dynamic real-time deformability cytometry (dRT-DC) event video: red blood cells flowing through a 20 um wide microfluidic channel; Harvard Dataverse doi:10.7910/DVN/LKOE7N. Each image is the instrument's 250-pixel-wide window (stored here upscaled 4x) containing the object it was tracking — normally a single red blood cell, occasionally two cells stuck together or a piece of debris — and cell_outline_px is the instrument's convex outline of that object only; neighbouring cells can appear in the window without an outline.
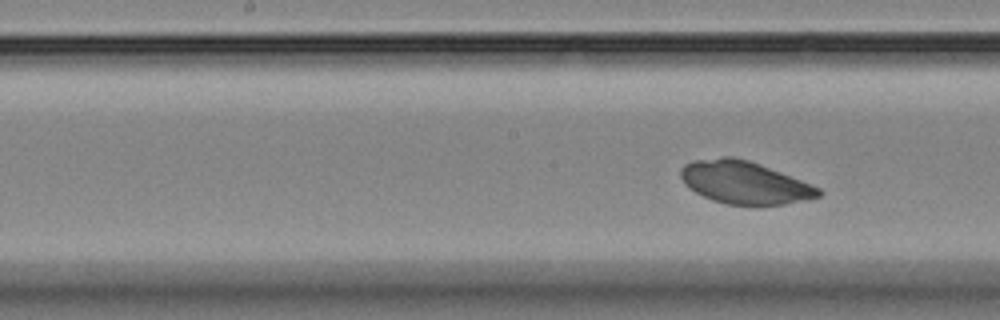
{"species": "Egyptian fruit bat (a non-hibernating species)", "species_latin": "Rousettus aegyptiacus", "temperature_condition": "room temperature", "stored_images_in_passage": 11, "camera_frame_rate_fps": 3000, "um_per_image_px": 0.085, "animal": {"sex": "female"}, "frame": {"image": 1, "passage_image": 10, "time_ms": 14.333, "image_size_px": [1000, 320], "cell_outline_px": [[824, 192], [820, 196], [784, 204], [760, 208], [756, 208], [728, 204], [712, 200], [688, 188], [684, 184], [680, 176], [680, 168], [684, 164], [692, 160], [724, 156], [732, 156], [748, 160], [760, 164], [820, 188]], "centroid_in_image_um": [63.25, 15.54], "position_along_channel_um": 184.9, "area_um2": 34.8}}
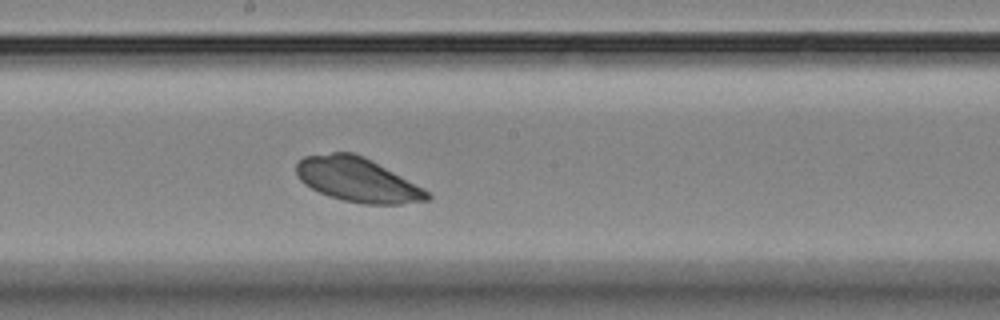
{"frame": {"image": 2, "passage_image": 11, "time_ms": 15.333, "image_size_px": [1000, 320], "cell_outline_px": [[432, 196], [428, 200], [400, 204], [364, 204], [344, 200], [328, 196], [304, 184], [296, 176], [296, 164], [304, 156], [332, 152], [352, 152], [364, 156], [372, 160], [424, 188]], "centroid_in_image_um": [30.37, 15.27], "position_along_channel_um": 217.8, "area_um2": 33.76}}